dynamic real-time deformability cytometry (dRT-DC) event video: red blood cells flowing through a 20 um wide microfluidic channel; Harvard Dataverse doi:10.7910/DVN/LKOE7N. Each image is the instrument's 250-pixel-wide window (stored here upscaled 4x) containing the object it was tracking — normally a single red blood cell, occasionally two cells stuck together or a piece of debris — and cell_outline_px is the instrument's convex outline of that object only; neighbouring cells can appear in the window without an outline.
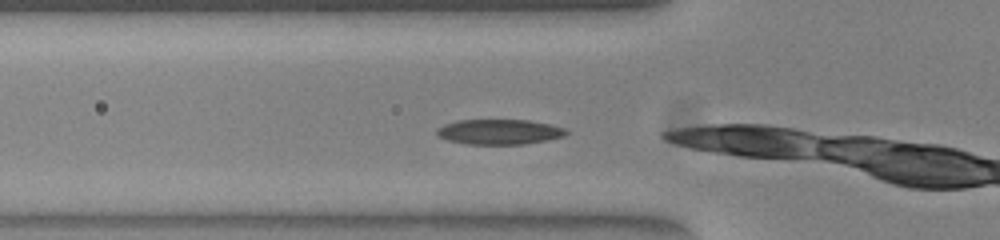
{"species": "common noctule bat (a hibernating species)", "species_latin": "Nyctalus noctula", "temperature_condition": "warm", "stored_images_in_passage": 6, "camera_frame_rate_fps": 3000, "um_per_image_px": 0.085, "animal": {"sex": "female", "body_mass_g": 23.0, "forearm_length_mm": 53.4}, "frame": {"image": 1, "passage_image": 2, "time_ms": 0.333, "image_size_px": [1000, 240], "cell_outline_px": [[568, 132], [564, 136], [524, 144], [468, 144], [448, 140], [436, 136], [436, 128], [444, 124], [456, 120], [528, 120], [548, 124], [564, 128]], "centroid_in_image_um": [42.37, 11.2], "position_along_channel_um": 83.4, "area_um2": 18.84}}